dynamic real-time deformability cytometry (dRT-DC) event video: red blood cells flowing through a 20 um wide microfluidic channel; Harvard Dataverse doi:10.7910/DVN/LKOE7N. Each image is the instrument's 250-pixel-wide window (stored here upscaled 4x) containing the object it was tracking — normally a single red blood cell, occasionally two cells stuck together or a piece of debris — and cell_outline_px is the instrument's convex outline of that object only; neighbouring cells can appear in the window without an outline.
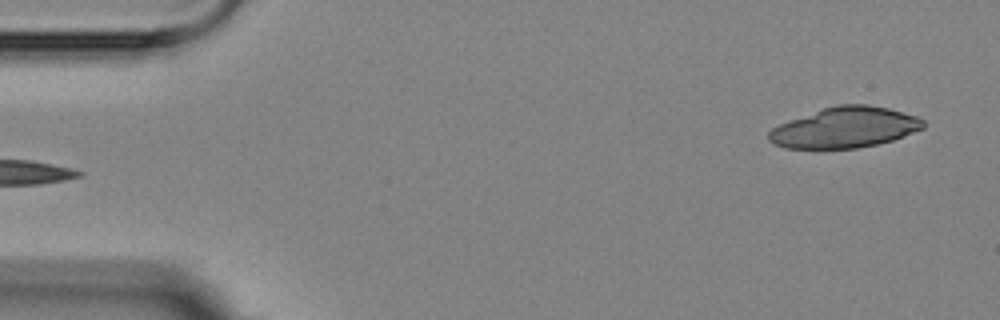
{"species": "Egyptian fruit bat (a non-hibernating species)", "species_latin": "Rousettus aegyptiacus", "temperature_condition": "room temperature", "stored_images_in_passage": 6, "segment_of_instrument_passage": [2, 2], "camera_frame_rate_fps": 3000, "um_per_image_px": 0.085, "animal": {"sex": "female"}, "frame": {"image": 1, "passage_image": 6, "time_ms": 5.667, "image_size_px": [1000, 320], "cell_outline_px": [[924, 128], [892, 140], [876, 144], [856, 148], [784, 148], [768, 140], [768, 132], [772, 128], [780, 124], [824, 108], [836, 104], [868, 104], [888, 108], [916, 116], [924, 120]], "centroid_in_image_um": [71.82, 10.84], "position_along_channel_um": 13.2, "area_um2": 36.18}}